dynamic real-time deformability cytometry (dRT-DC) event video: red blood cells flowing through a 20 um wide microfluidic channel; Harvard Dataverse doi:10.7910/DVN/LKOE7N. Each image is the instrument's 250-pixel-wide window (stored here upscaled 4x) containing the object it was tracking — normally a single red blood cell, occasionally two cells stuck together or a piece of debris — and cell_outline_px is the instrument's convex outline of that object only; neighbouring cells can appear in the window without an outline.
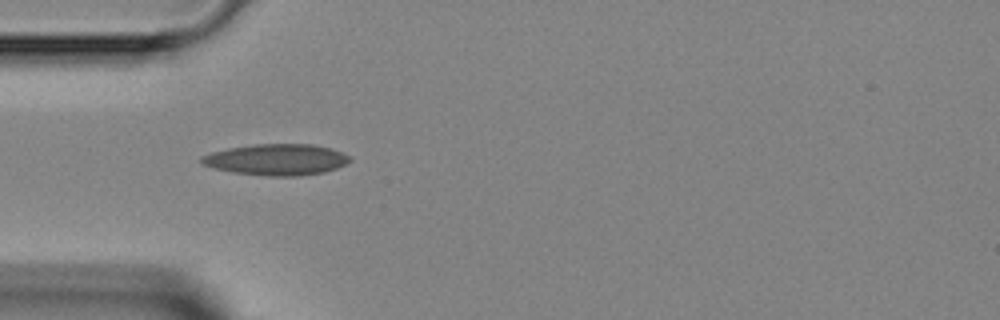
{"species": "Egyptian fruit bat (a non-hibernating species)", "species_latin": "Rousettus aegyptiacus", "temperature_condition": "room temperature", "stored_images_in_passage": 1, "camera_frame_rate_fps": 3000, "um_per_image_px": 0.085, "animal": {"sex": "female"}, "frame": {"image": 1, "passage_image": 1, "time_ms": 0.0, "image_size_px": [1000, 320], "cell_outline_px": [[352, 160], [336, 168], [324, 172], [300, 176], [268, 176], [232, 172], [200, 164], [200, 156], [212, 152], [228, 148], [256, 144], [312, 144], [332, 148], [352, 156]], "centroid_in_image_um": [23.52, 13.56], "position_along_channel_um": 61.5, "area_um2": 27.11}}